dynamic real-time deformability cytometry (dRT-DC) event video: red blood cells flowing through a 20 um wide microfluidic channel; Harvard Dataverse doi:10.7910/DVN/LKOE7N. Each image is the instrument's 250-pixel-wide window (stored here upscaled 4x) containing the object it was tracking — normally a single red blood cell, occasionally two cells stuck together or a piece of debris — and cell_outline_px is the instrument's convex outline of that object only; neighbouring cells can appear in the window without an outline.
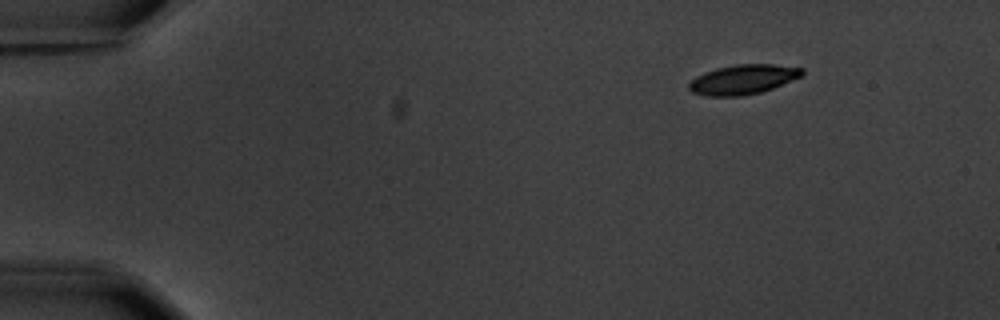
{"species": "common noctule bat (a hibernating species)", "species_latin": "Nyctalus noctula", "temperature_condition": "warm", "stored_images_in_passage": 4, "camera_frame_rate_fps": 3000, "um_per_image_px": 0.085, "animal": {"sex": "male", "body_mass_g": 20.1, "forearm_length_mm": 53.5}, "frame": {"image": 1, "passage_image": 1, "time_ms": 0.0, "image_size_px": [1000, 320], "cell_outline_px": [[804, 76], [772, 88], [760, 92], [740, 96], [708, 96], [692, 92], [688, 88], [688, 84], [696, 76], [704, 72], [716, 68], [736, 64], [772, 64], [804, 68]], "centroid_in_image_um": [63.17, 6.74], "position_along_channel_um": 21.8, "area_um2": 19.59}}
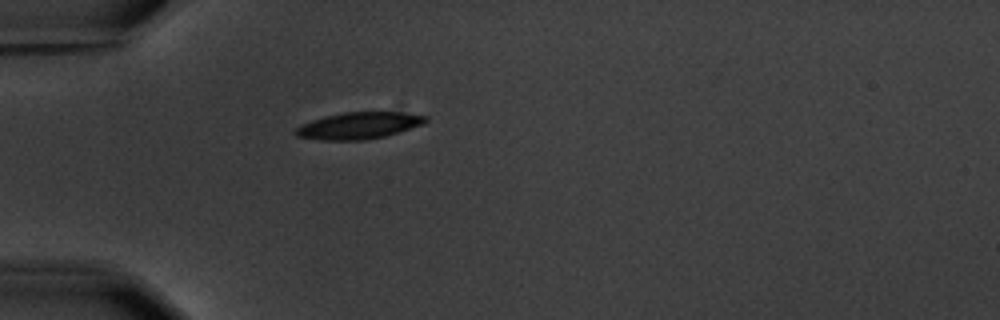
{"frame": {"image": 2, "passage_image": 4, "time_ms": 3.333, "image_size_px": [1000, 320], "cell_outline_px": [[428, 120], [424, 124], [384, 136], [364, 140], [320, 140], [296, 136], [292, 132], [300, 124], [324, 116], [344, 112], [400, 112], [428, 116]], "centroid_in_image_um": [30.46, 10.67], "position_along_channel_um": 54.5, "area_um2": 20.29}}